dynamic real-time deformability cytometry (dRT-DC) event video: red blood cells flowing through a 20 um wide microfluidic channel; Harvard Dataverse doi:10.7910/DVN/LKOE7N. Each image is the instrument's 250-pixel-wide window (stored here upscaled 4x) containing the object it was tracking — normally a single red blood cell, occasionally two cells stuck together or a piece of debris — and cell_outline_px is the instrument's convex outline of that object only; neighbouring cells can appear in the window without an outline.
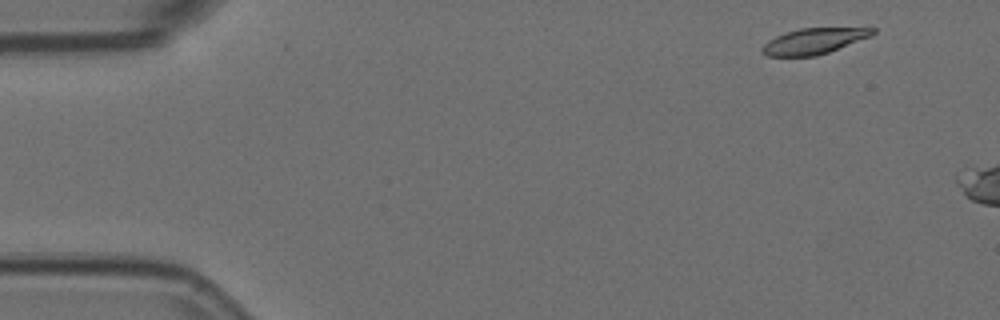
{"species": "Egyptian fruit bat (a non-hibernating species)", "species_latin": "Rousettus aegyptiacus", "temperature_condition": "room temperature", "stored_images_in_passage": 4, "camera_frame_rate_fps": 3000, "um_per_image_px": 0.085, "animal": {"sex": "female"}, "frame": {"image": 1, "passage_image": 1, "time_ms": 0.0, "image_size_px": [1000, 320], "cell_outline_px": [[876, 32], [872, 36], [828, 52], [816, 56], [768, 56], [760, 52], [760, 48], [768, 40], [776, 36], [800, 28], [876, 28]], "centroid_in_image_um": [69.17, 3.5], "position_along_channel_um": 15.8, "area_um2": 16.53}}